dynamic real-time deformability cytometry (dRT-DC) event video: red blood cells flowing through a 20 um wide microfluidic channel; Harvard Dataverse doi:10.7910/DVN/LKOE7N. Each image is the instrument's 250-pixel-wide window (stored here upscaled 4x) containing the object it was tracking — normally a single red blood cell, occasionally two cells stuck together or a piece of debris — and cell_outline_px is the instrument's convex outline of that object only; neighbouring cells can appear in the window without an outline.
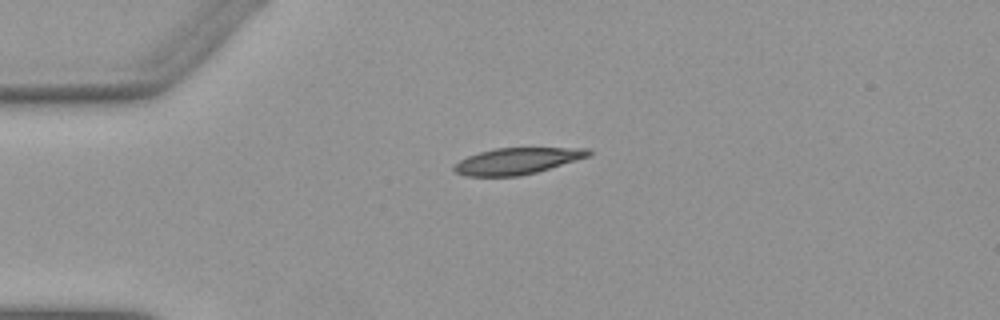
{"species": "Egyptian fruit bat (a non-hibernating species)", "species_latin": "Rousettus aegyptiacus", "temperature_condition": "warm", "stored_images_in_passage": 41, "camera_frame_rate_fps": 3000, "um_per_image_px": 0.085, "animal": {"sex": "female"}, "frame": {"image": 1, "passage_image": 1, "time_ms": 0.0, "image_size_px": [1000, 320], "cell_outline_px": [[592, 156], [536, 172], [520, 176], [464, 176], [456, 172], [452, 168], [460, 160], [468, 156], [480, 152], [496, 148], [588, 148], [592, 152]], "centroid_in_image_um": [43.99, 13.68], "position_along_channel_um": 41.0, "area_um2": 20.63}}
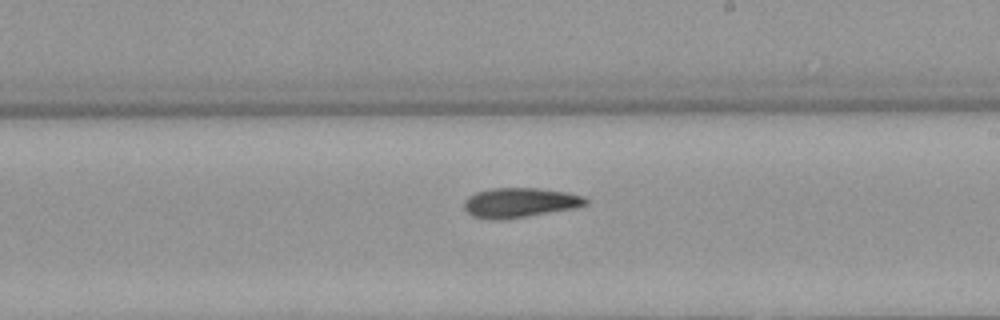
{"frame": {"image": 2, "passage_image": 19, "time_ms": 6.0, "image_size_px": [1000, 320], "cell_outline_px": [[588, 204], [576, 208], [500, 220], [496, 220], [472, 216], [464, 208], [464, 200], [468, 196], [476, 192], [492, 188], [540, 188], [568, 192], [584, 196], [588, 200]], "centroid_in_image_um": [44.2, 17.21], "position_along_channel_um": 244.8, "area_um2": 21.1}}
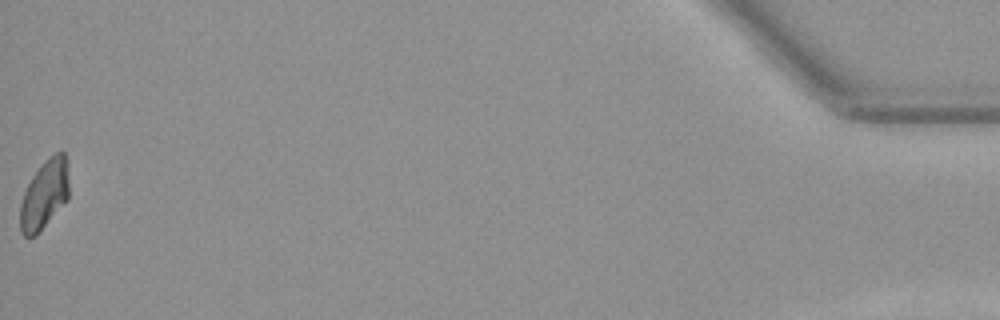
{"frame": {"image": 3, "passage_image": 41, "time_ms": 13.333, "image_size_px": [1000, 320], "cell_outline_px": [[68, 200], [36, 236], [24, 236], [20, 232], [20, 204], [24, 192], [32, 176], [44, 160], [60, 148], [64, 152], [68, 160]], "centroid_in_image_um": [3.8, 16.5], "position_along_channel_um": 431.4, "area_um2": 20.06}, "authors_computed_cell_mechanics": {"area_um2": 20.6346, "velocity_mm_per_s": 3.8952, "shape_relaxation_time_tau1_ms": 7.2826, "shape_relaxation_time_tau2_ms": 6.2062, "deformation_change_tau1": 0.1797, "deformation_change_tau2": 0.1301}}